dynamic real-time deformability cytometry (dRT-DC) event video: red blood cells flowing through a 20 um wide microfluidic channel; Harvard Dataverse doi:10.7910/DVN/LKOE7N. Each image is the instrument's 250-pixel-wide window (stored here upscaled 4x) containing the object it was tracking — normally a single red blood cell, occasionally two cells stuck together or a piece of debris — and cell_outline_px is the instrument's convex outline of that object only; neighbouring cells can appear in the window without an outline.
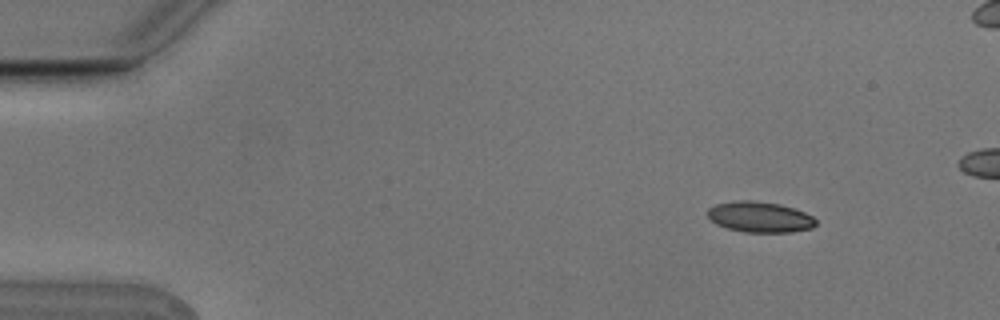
{"species": "Egyptian fruit bat (a non-hibernating species)", "species_latin": "Rousettus aegyptiacus", "temperature_condition": "cold", "stored_images_in_passage": 5, "camera_frame_rate_fps": 3000, "um_per_image_px": 0.085, "animal": {"sex": "male"}, "frame": {"image": 1, "passage_image": 2, "time_ms": 0.333, "image_size_px": [1000, 320], "cell_outline_px": [[816, 224], [812, 228], [792, 232], [744, 232], [728, 228], [716, 224], [708, 216], [708, 208], [716, 204], [740, 200], [752, 200], [780, 204], [804, 212], [812, 216], [816, 220]], "centroid_in_image_um": [64.59, 18.44], "position_along_channel_um": 20.4, "area_um2": 19.25}}